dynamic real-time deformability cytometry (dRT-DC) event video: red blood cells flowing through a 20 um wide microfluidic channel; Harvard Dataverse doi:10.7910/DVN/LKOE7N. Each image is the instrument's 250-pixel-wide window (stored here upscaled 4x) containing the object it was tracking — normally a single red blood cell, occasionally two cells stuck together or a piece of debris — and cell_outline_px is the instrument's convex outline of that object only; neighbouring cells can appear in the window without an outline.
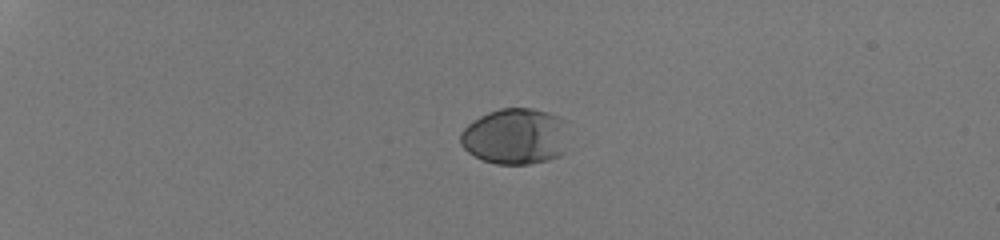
{"species": "human", "species_latin": "Homo sapiens", "temperature_condition": "room temperature", "stored_images_in_passage": 40, "camera_frame_rate_fps": 3000, "um_per_image_px": 0.085, "donor": {"sex": "male"}, "frame": {"image": 1, "passage_image": 1, "time_ms": 0.0, "image_size_px": [1000, 240], "cell_outline_px": [[568, 120], [564, 152], [560, 156], [548, 160], [528, 164], [496, 164], [484, 160], [468, 152], [460, 144], [460, 132], [472, 120], [488, 112], [500, 108], [532, 108], [548, 112], [560, 116]], "centroid_in_image_um": [43.83, 11.57], "position_along_channel_um": 41.2, "area_um2": 35.78}}
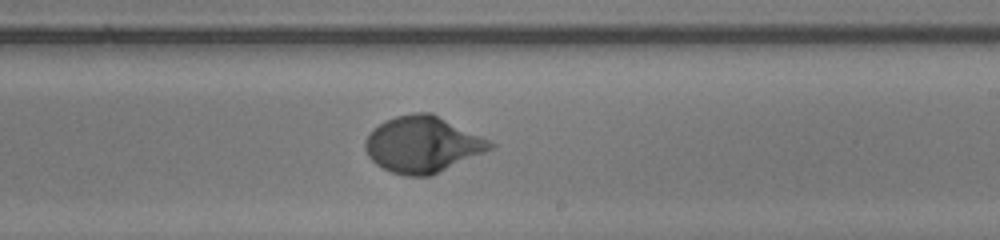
{"frame": {"image": 2, "passage_image": 23, "time_ms": 7.333, "image_size_px": [1000, 240], "cell_outline_px": [[496, 148], [432, 176], [408, 176], [392, 172], [376, 164], [368, 156], [364, 148], [364, 140], [372, 128], [384, 120], [396, 116], [412, 112], [432, 112], [496, 144]], "centroid_in_image_um": [35.92, 12.28], "position_along_channel_um": 253.1, "area_um2": 41.33}}
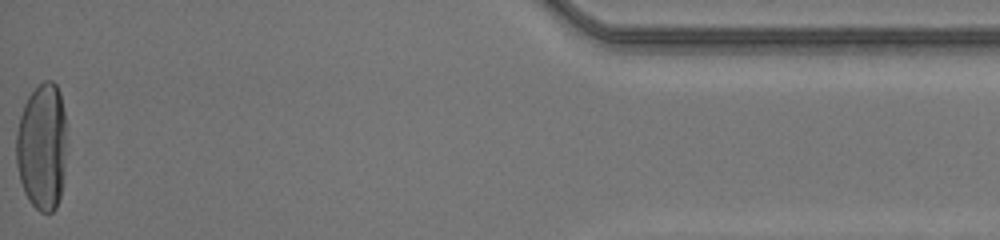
{"frame": {"image": 3, "passage_image": 40, "time_ms": 13.0, "image_size_px": [1000, 240], "cell_outline_px": [[64, 152], [60, 196], [56, 208], [52, 212], [40, 212], [28, 200], [24, 192], [20, 180], [16, 164], [16, 132], [20, 116], [24, 104], [28, 96], [44, 80], [52, 80], [56, 84], [60, 92], [64, 112]], "centroid_in_image_um": [3.53, 12.45], "position_along_channel_um": 431.7, "area_um2": 36.88}, "authors_computed_cell_mechanics": {"area_um2": 37.4255, "velocity_mm_per_s": 4.1813, "shape_relaxation_time_tau1_ms": 2.837, "shape_relaxation_time_tau2_ms": null, "deformation_change_tau1": 0.1958, "deformation_change_tau2": null}}